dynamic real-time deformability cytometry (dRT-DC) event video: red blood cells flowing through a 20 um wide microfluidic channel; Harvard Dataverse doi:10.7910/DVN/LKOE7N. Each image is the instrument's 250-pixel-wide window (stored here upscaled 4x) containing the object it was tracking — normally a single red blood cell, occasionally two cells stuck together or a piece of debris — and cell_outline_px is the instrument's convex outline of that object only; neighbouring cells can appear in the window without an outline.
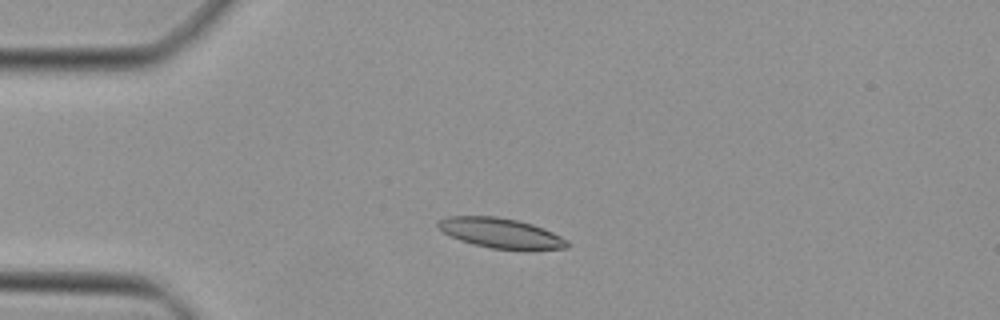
{"species": "Egyptian fruit bat (a non-hibernating species)", "species_latin": "Rousettus aegyptiacus", "temperature_condition": "cold", "stored_images_in_passage": 38, "camera_frame_rate_fps": 3000, "um_per_image_px": 0.085, "animal": {"sex": "female"}, "frame": {"image": 1, "passage_image": 3, "time_ms": 0.667, "image_size_px": [1000, 320], "cell_outline_px": [[568, 248], [528, 252], [492, 248], [472, 244], [460, 240], [444, 232], [436, 224], [440, 220], [448, 216], [496, 216], [516, 220], [532, 224], [544, 228], [568, 240]], "centroid_in_image_um": [42.65, 19.85], "position_along_channel_um": 42.4, "area_um2": 23.0}}
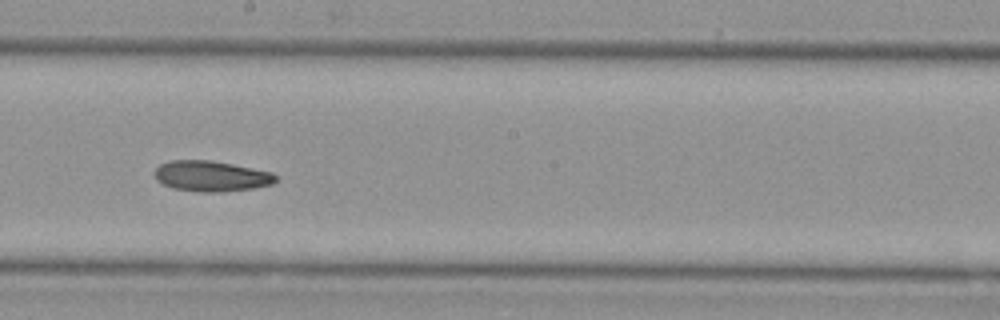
{"frame": {"image": 2, "passage_image": 18, "time_ms": 5.667, "image_size_px": [1000, 320], "cell_outline_px": [[276, 180], [272, 184], [252, 188], [216, 192], [200, 192], [172, 188], [156, 180], [156, 168], [160, 164], [168, 160], [212, 160], [272, 172], [276, 176]], "centroid_in_image_um": [17.93, 14.96], "position_along_channel_um": 230.3, "area_um2": 21.44}}
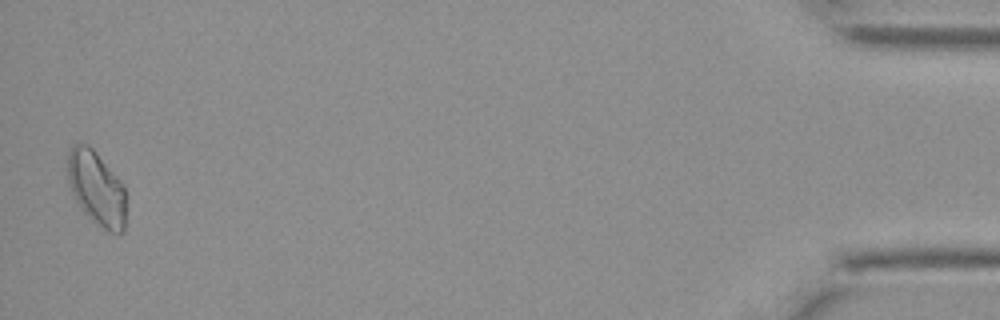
{"frame": {"image": 3, "passage_image": 38, "time_ms": 12.333, "image_size_px": [1000, 320], "cell_outline_px": [[124, 232], [120, 236], [108, 232], [84, 212], [76, 200], [72, 192], [68, 180], [68, 152], [72, 144], [88, 144], [96, 152], [120, 180], [124, 188]], "centroid_in_image_um": [8.2, 16.0], "position_along_channel_um": 427.0, "area_um2": 24.91}}